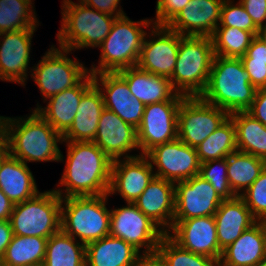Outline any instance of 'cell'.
I'll use <instances>...</instances> for the list:
<instances>
[{"instance_id":"1","label":"cell","mask_w":266,"mask_h":266,"mask_svg":"<svg viewBox=\"0 0 266 266\" xmlns=\"http://www.w3.org/2000/svg\"><path fill=\"white\" fill-rule=\"evenodd\" d=\"M67 158L59 186L61 198L104 195L109 191L113 161L93 142H65Z\"/></svg>"},{"instance_id":"2","label":"cell","mask_w":266,"mask_h":266,"mask_svg":"<svg viewBox=\"0 0 266 266\" xmlns=\"http://www.w3.org/2000/svg\"><path fill=\"white\" fill-rule=\"evenodd\" d=\"M31 113L27 118L0 116V125L8 138L9 154L26 164L64 161L58 146V142L63 143L62 135L35 110Z\"/></svg>"},{"instance_id":"3","label":"cell","mask_w":266,"mask_h":266,"mask_svg":"<svg viewBox=\"0 0 266 266\" xmlns=\"http://www.w3.org/2000/svg\"><path fill=\"white\" fill-rule=\"evenodd\" d=\"M256 90L240 58L215 55L207 87L200 97L230 114L246 111L254 100Z\"/></svg>"},{"instance_id":"4","label":"cell","mask_w":266,"mask_h":266,"mask_svg":"<svg viewBox=\"0 0 266 266\" xmlns=\"http://www.w3.org/2000/svg\"><path fill=\"white\" fill-rule=\"evenodd\" d=\"M153 25L150 19L132 21L126 15L115 19L108 36L98 48L101 50L98 66L89 68L92 75L118 72L135 67L139 61L142 43L146 35L143 28Z\"/></svg>"},{"instance_id":"5","label":"cell","mask_w":266,"mask_h":266,"mask_svg":"<svg viewBox=\"0 0 266 266\" xmlns=\"http://www.w3.org/2000/svg\"><path fill=\"white\" fill-rule=\"evenodd\" d=\"M214 56L211 37L180 35L175 69L169 78L173 89L185 97L200 96L207 87Z\"/></svg>"},{"instance_id":"6","label":"cell","mask_w":266,"mask_h":266,"mask_svg":"<svg viewBox=\"0 0 266 266\" xmlns=\"http://www.w3.org/2000/svg\"><path fill=\"white\" fill-rule=\"evenodd\" d=\"M72 0L62 2L61 29L57 40L59 47L75 50L97 48L108 36L117 17L104 14L91 7Z\"/></svg>"},{"instance_id":"7","label":"cell","mask_w":266,"mask_h":266,"mask_svg":"<svg viewBox=\"0 0 266 266\" xmlns=\"http://www.w3.org/2000/svg\"><path fill=\"white\" fill-rule=\"evenodd\" d=\"M108 197L107 193L62 198L60 229L85 245L108 236L110 234V210L106 206Z\"/></svg>"},{"instance_id":"8","label":"cell","mask_w":266,"mask_h":266,"mask_svg":"<svg viewBox=\"0 0 266 266\" xmlns=\"http://www.w3.org/2000/svg\"><path fill=\"white\" fill-rule=\"evenodd\" d=\"M61 201L54 190H49L14 204L9 219L13 235L51 237L60 230Z\"/></svg>"},{"instance_id":"9","label":"cell","mask_w":266,"mask_h":266,"mask_svg":"<svg viewBox=\"0 0 266 266\" xmlns=\"http://www.w3.org/2000/svg\"><path fill=\"white\" fill-rule=\"evenodd\" d=\"M72 50L54 45L42 56L36 66L29 68L43 96L44 103L53 95L77 85L88 73L84 64L68 56Z\"/></svg>"},{"instance_id":"10","label":"cell","mask_w":266,"mask_h":266,"mask_svg":"<svg viewBox=\"0 0 266 266\" xmlns=\"http://www.w3.org/2000/svg\"><path fill=\"white\" fill-rule=\"evenodd\" d=\"M110 236L123 239L142 254L156 252L165 233L134 203L110 209Z\"/></svg>"},{"instance_id":"11","label":"cell","mask_w":266,"mask_h":266,"mask_svg":"<svg viewBox=\"0 0 266 266\" xmlns=\"http://www.w3.org/2000/svg\"><path fill=\"white\" fill-rule=\"evenodd\" d=\"M230 114L200 96L184 97L178 110V139L197 148Z\"/></svg>"},{"instance_id":"12","label":"cell","mask_w":266,"mask_h":266,"mask_svg":"<svg viewBox=\"0 0 266 266\" xmlns=\"http://www.w3.org/2000/svg\"><path fill=\"white\" fill-rule=\"evenodd\" d=\"M182 101H162L145 105L137 142L140 155H146L157 145L178 138V110Z\"/></svg>"},{"instance_id":"13","label":"cell","mask_w":266,"mask_h":266,"mask_svg":"<svg viewBox=\"0 0 266 266\" xmlns=\"http://www.w3.org/2000/svg\"><path fill=\"white\" fill-rule=\"evenodd\" d=\"M146 156L156 167L155 177L177 183L186 181L199 174L200 161L196 148L183 143L180 139L157 145Z\"/></svg>"},{"instance_id":"14","label":"cell","mask_w":266,"mask_h":266,"mask_svg":"<svg viewBox=\"0 0 266 266\" xmlns=\"http://www.w3.org/2000/svg\"><path fill=\"white\" fill-rule=\"evenodd\" d=\"M151 29L144 37L137 67L170 78L177 61L180 34L167 26L153 25Z\"/></svg>"},{"instance_id":"15","label":"cell","mask_w":266,"mask_h":266,"mask_svg":"<svg viewBox=\"0 0 266 266\" xmlns=\"http://www.w3.org/2000/svg\"><path fill=\"white\" fill-rule=\"evenodd\" d=\"M223 199L199 174L175 183V214L173 221L214 216Z\"/></svg>"},{"instance_id":"16","label":"cell","mask_w":266,"mask_h":266,"mask_svg":"<svg viewBox=\"0 0 266 266\" xmlns=\"http://www.w3.org/2000/svg\"><path fill=\"white\" fill-rule=\"evenodd\" d=\"M167 235L180 247L219 262L222 250L219 247L214 216L194 217L173 221Z\"/></svg>"},{"instance_id":"17","label":"cell","mask_w":266,"mask_h":266,"mask_svg":"<svg viewBox=\"0 0 266 266\" xmlns=\"http://www.w3.org/2000/svg\"><path fill=\"white\" fill-rule=\"evenodd\" d=\"M92 78L102 93L104 107L137 129L141 124L145 105L132 95L125 79L118 72L98 73L92 75Z\"/></svg>"},{"instance_id":"18","label":"cell","mask_w":266,"mask_h":266,"mask_svg":"<svg viewBox=\"0 0 266 266\" xmlns=\"http://www.w3.org/2000/svg\"><path fill=\"white\" fill-rule=\"evenodd\" d=\"M35 30L27 28L0 33V80L26 85Z\"/></svg>"},{"instance_id":"19","label":"cell","mask_w":266,"mask_h":266,"mask_svg":"<svg viewBox=\"0 0 266 266\" xmlns=\"http://www.w3.org/2000/svg\"><path fill=\"white\" fill-rule=\"evenodd\" d=\"M154 177V167L146 155L114 160L108 195L119 193L126 203H134Z\"/></svg>"},{"instance_id":"20","label":"cell","mask_w":266,"mask_h":266,"mask_svg":"<svg viewBox=\"0 0 266 266\" xmlns=\"http://www.w3.org/2000/svg\"><path fill=\"white\" fill-rule=\"evenodd\" d=\"M93 142L112 160L132 158L138 150L137 129L123 121L116 113L104 108L101 112L97 134ZM129 154H128V153Z\"/></svg>"},{"instance_id":"21","label":"cell","mask_w":266,"mask_h":266,"mask_svg":"<svg viewBox=\"0 0 266 266\" xmlns=\"http://www.w3.org/2000/svg\"><path fill=\"white\" fill-rule=\"evenodd\" d=\"M224 0H190L166 26L182 36L211 37L220 24Z\"/></svg>"},{"instance_id":"22","label":"cell","mask_w":266,"mask_h":266,"mask_svg":"<svg viewBox=\"0 0 266 266\" xmlns=\"http://www.w3.org/2000/svg\"><path fill=\"white\" fill-rule=\"evenodd\" d=\"M134 204L167 234L175 214V183L154 177Z\"/></svg>"},{"instance_id":"23","label":"cell","mask_w":266,"mask_h":266,"mask_svg":"<svg viewBox=\"0 0 266 266\" xmlns=\"http://www.w3.org/2000/svg\"><path fill=\"white\" fill-rule=\"evenodd\" d=\"M93 84L92 74L89 72L77 85L48 98L46 107L37 103L33 110L63 135L73 123L82 95Z\"/></svg>"},{"instance_id":"24","label":"cell","mask_w":266,"mask_h":266,"mask_svg":"<svg viewBox=\"0 0 266 266\" xmlns=\"http://www.w3.org/2000/svg\"><path fill=\"white\" fill-rule=\"evenodd\" d=\"M118 73L125 79L132 95L144 105L182 101L185 97L173 89L169 78L143 71L137 66L122 69Z\"/></svg>"},{"instance_id":"25","label":"cell","mask_w":266,"mask_h":266,"mask_svg":"<svg viewBox=\"0 0 266 266\" xmlns=\"http://www.w3.org/2000/svg\"><path fill=\"white\" fill-rule=\"evenodd\" d=\"M214 217L221 250L232 244L246 229L258 221L240 196L223 200Z\"/></svg>"},{"instance_id":"26","label":"cell","mask_w":266,"mask_h":266,"mask_svg":"<svg viewBox=\"0 0 266 266\" xmlns=\"http://www.w3.org/2000/svg\"><path fill=\"white\" fill-rule=\"evenodd\" d=\"M104 108L102 93L93 84L82 95L73 123L62 135L63 142L93 141L97 134L100 115Z\"/></svg>"},{"instance_id":"27","label":"cell","mask_w":266,"mask_h":266,"mask_svg":"<svg viewBox=\"0 0 266 266\" xmlns=\"http://www.w3.org/2000/svg\"><path fill=\"white\" fill-rule=\"evenodd\" d=\"M266 257V237L257 221L222 250L218 266H256Z\"/></svg>"},{"instance_id":"28","label":"cell","mask_w":266,"mask_h":266,"mask_svg":"<svg viewBox=\"0 0 266 266\" xmlns=\"http://www.w3.org/2000/svg\"><path fill=\"white\" fill-rule=\"evenodd\" d=\"M141 253L123 239L106 236L86 244V266H134Z\"/></svg>"},{"instance_id":"29","label":"cell","mask_w":266,"mask_h":266,"mask_svg":"<svg viewBox=\"0 0 266 266\" xmlns=\"http://www.w3.org/2000/svg\"><path fill=\"white\" fill-rule=\"evenodd\" d=\"M0 189L13 204L22 203L39 192L28 165L10 154L0 165Z\"/></svg>"},{"instance_id":"30","label":"cell","mask_w":266,"mask_h":266,"mask_svg":"<svg viewBox=\"0 0 266 266\" xmlns=\"http://www.w3.org/2000/svg\"><path fill=\"white\" fill-rule=\"evenodd\" d=\"M229 117L235 125L237 151L266 161V126L246 111L230 113Z\"/></svg>"},{"instance_id":"31","label":"cell","mask_w":266,"mask_h":266,"mask_svg":"<svg viewBox=\"0 0 266 266\" xmlns=\"http://www.w3.org/2000/svg\"><path fill=\"white\" fill-rule=\"evenodd\" d=\"M227 177L232 191L241 196L266 168L264 159L235 151L226 158Z\"/></svg>"},{"instance_id":"32","label":"cell","mask_w":266,"mask_h":266,"mask_svg":"<svg viewBox=\"0 0 266 266\" xmlns=\"http://www.w3.org/2000/svg\"><path fill=\"white\" fill-rule=\"evenodd\" d=\"M86 245L61 229L48 238L44 266H86Z\"/></svg>"},{"instance_id":"33","label":"cell","mask_w":266,"mask_h":266,"mask_svg":"<svg viewBox=\"0 0 266 266\" xmlns=\"http://www.w3.org/2000/svg\"><path fill=\"white\" fill-rule=\"evenodd\" d=\"M47 238L13 235L1 259V266H32L43 264Z\"/></svg>"},{"instance_id":"34","label":"cell","mask_w":266,"mask_h":266,"mask_svg":"<svg viewBox=\"0 0 266 266\" xmlns=\"http://www.w3.org/2000/svg\"><path fill=\"white\" fill-rule=\"evenodd\" d=\"M200 163L227 158L237 151L236 130L233 120L228 117L213 133L196 148Z\"/></svg>"},{"instance_id":"35","label":"cell","mask_w":266,"mask_h":266,"mask_svg":"<svg viewBox=\"0 0 266 266\" xmlns=\"http://www.w3.org/2000/svg\"><path fill=\"white\" fill-rule=\"evenodd\" d=\"M32 2L33 0H0V33L37 28L39 21Z\"/></svg>"},{"instance_id":"36","label":"cell","mask_w":266,"mask_h":266,"mask_svg":"<svg viewBox=\"0 0 266 266\" xmlns=\"http://www.w3.org/2000/svg\"><path fill=\"white\" fill-rule=\"evenodd\" d=\"M255 35L235 27L218 26L211 36L214 54L225 58H241Z\"/></svg>"},{"instance_id":"37","label":"cell","mask_w":266,"mask_h":266,"mask_svg":"<svg viewBox=\"0 0 266 266\" xmlns=\"http://www.w3.org/2000/svg\"><path fill=\"white\" fill-rule=\"evenodd\" d=\"M156 252L167 266H218L212 258L183 249L167 234L161 238Z\"/></svg>"},{"instance_id":"38","label":"cell","mask_w":266,"mask_h":266,"mask_svg":"<svg viewBox=\"0 0 266 266\" xmlns=\"http://www.w3.org/2000/svg\"><path fill=\"white\" fill-rule=\"evenodd\" d=\"M199 175L211 184L223 200L237 197L228 181L226 158L201 163Z\"/></svg>"},{"instance_id":"39","label":"cell","mask_w":266,"mask_h":266,"mask_svg":"<svg viewBox=\"0 0 266 266\" xmlns=\"http://www.w3.org/2000/svg\"><path fill=\"white\" fill-rule=\"evenodd\" d=\"M232 0H224L221 7V16L219 26L235 27L258 35L259 28L254 24L250 15L246 12L244 6Z\"/></svg>"},{"instance_id":"40","label":"cell","mask_w":266,"mask_h":266,"mask_svg":"<svg viewBox=\"0 0 266 266\" xmlns=\"http://www.w3.org/2000/svg\"><path fill=\"white\" fill-rule=\"evenodd\" d=\"M240 197L257 220L266 214V168Z\"/></svg>"},{"instance_id":"41","label":"cell","mask_w":266,"mask_h":266,"mask_svg":"<svg viewBox=\"0 0 266 266\" xmlns=\"http://www.w3.org/2000/svg\"><path fill=\"white\" fill-rule=\"evenodd\" d=\"M190 0H157L156 19H152L153 25L166 26Z\"/></svg>"},{"instance_id":"42","label":"cell","mask_w":266,"mask_h":266,"mask_svg":"<svg viewBox=\"0 0 266 266\" xmlns=\"http://www.w3.org/2000/svg\"><path fill=\"white\" fill-rule=\"evenodd\" d=\"M250 83L256 88H266V62L242 61Z\"/></svg>"},{"instance_id":"43","label":"cell","mask_w":266,"mask_h":266,"mask_svg":"<svg viewBox=\"0 0 266 266\" xmlns=\"http://www.w3.org/2000/svg\"><path fill=\"white\" fill-rule=\"evenodd\" d=\"M239 2L258 28L266 25V0H239Z\"/></svg>"},{"instance_id":"44","label":"cell","mask_w":266,"mask_h":266,"mask_svg":"<svg viewBox=\"0 0 266 266\" xmlns=\"http://www.w3.org/2000/svg\"><path fill=\"white\" fill-rule=\"evenodd\" d=\"M79 1L82 2L84 5L91 7L99 12L117 18L126 15L123 9L120 8L121 6H119L120 0H79Z\"/></svg>"},{"instance_id":"45","label":"cell","mask_w":266,"mask_h":266,"mask_svg":"<svg viewBox=\"0 0 266 266\" xmlns=\"http://www.w3.org/2000/svg\"><path fill=\"white\" fill-rule=\"evenodd\" d=\"M246 112L266 126V88L256 90L254 100Z\"/></svg>"},{"instance_id":"46","label":"cell","mask_w":266,"mask_h":266,"mask_svg":"<svg viewBox=\"0 0 266 266\" xmlns=\"http://www.w3.org/2000/svg\"><path fill=\"white\" fill-rule=\"evenodd\" d=\"M242 61H260L266 62V45L265 43L256 35L246 54L240 58Z\"/></svg>"},{"instance_id":"47","label":"cell","mask_w":266,"mask_h":266,"mask_svg":"<svg viewBox=\"0 0 266 266\" xmlns=\"http://www.w3.org/2000/svg\"><path fill=\"white\" fill-rule=\"evenodd\" d=\"M12 237L13 230L10 221H0V260L3 258Z\"/></svg>"},{"instance_id":"48","label":"cell","mask_w":266,"mask_h":266,"mask_svg":"<svg viewBox=\"0 0 266 266\" xmlns=\"http://www.w3.org/2000/svg\"><path fill=\"white\" fill-rule=\"evenodd\" d=\"M134 266H167L162 257L157 253L141 254Z\"/></svg>"},{"instance_id":"49","label":"cell","mask_w":266,"mask_h":266,"mask_svg":"<svg viewBox=\"0 0 266 266\" xmlns=\"http://www.w3.org/2000/svg\"><path fill=\"white\" fill-rule=\"evenodd\" d=\"M14 204L0 189V221H8Z\"/></svg>"},{"instance_id":"50","label":"cell","mask_w":266,"mask_h":266,"mask_svg":"<svg viewBox=\"0 0 266 266\" xmlns=\"http://www.w3.org/2000/svg\"><path fill=\"white\" fill-rule=\"evenodd\" d=\"M9 154V143L6 132L0 125V165Z\"/></svg>"},{"instance_id":"51","label":"cell","mask_w":266,"mask_h":266,"mask_svg":"<svg viewBox=\"0 0 266 266\" xmlns=\"http://www.w3.org/2000/svg\"><path fill=\"white\" fill-rule=\"evenodd\" d=\"M266 45V25L259 28L258 35H257Z\"/></svg>"},{"instance_id":"52","label":"cell","mask_w":266,"mask_h":266,"mask_svg":"<svg viewBox=\"0 0 266 266\" xmlns=\"http://www.w3.org/2000/svg\"><path fill=\"white\" fill-rule=\"evenodd\" d=\"M258 222L262 226V229H263L265 237H266V214H264L260 219H258Z\"/></svg>"},{"instance_id":"53","label":"cell","mask_w":266,"mask_h":266,"mask_svg":"<svg viewBox=\"0 0 266 266\" xmlns=\"http://www.w3.org/2000/svg\"><path fill=\"white\" fill-rule=\"evenodd\" d=\"M256 266H266V257L263 258Z\"/></svg>"},{"instance_id":"54","label":"cell","mask_w":266,"mask_h":266,"mask_svg":"<svg viewBox=\"0 0 266 266\" xmlns=\"http://www.w3.org/2000/svg\"><path fill=\"white\" fill-rule=\"evenodd\" d=\"M32 266H44L43 264H38V265H32Z\"/></svg>"}]
</instances>
